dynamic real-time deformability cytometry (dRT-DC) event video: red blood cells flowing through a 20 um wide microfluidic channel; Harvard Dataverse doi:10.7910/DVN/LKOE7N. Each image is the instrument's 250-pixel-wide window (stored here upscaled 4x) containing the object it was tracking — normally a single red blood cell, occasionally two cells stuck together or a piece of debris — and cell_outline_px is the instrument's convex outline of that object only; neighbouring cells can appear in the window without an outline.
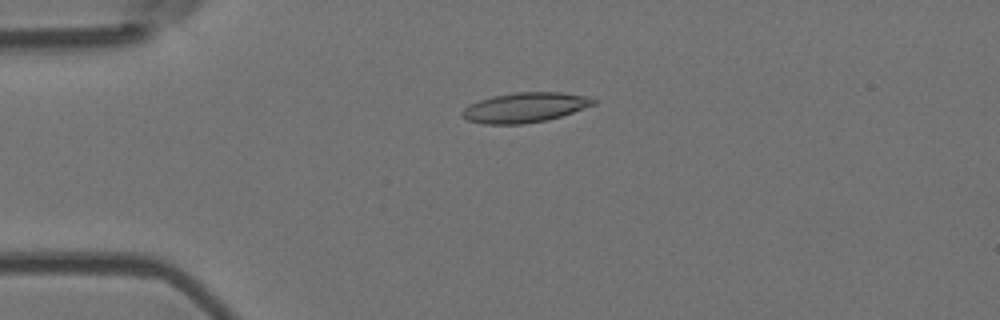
{"species": "Egyptian fruit bat (a non-hibernating species)", "species_latin": "Rousettus aegyptiacus", "temperature_condition": "room temperature", "stored_images_in_passage": 5, "camera_frame_rate_fps": 3000, "um_per_image_px": 0.085, "animal": {"sex": "female"}, "frame": {"image": 1, "passage_image": 4, "time_ms": 1.0, "image_size_px": [1000, 320], "cell_outline_px": [[596, 104], [548, 120], [524, 124], [484, 124], [468, 120], [460, 112], [468, 104], [492, 96], [516, 92], [560, 92], [588, 96], [596, 100]], "centroid_in_image_um": [44.61, 9.13], "position_along_channel_um": 40.4, "area_um2": 22.83}}